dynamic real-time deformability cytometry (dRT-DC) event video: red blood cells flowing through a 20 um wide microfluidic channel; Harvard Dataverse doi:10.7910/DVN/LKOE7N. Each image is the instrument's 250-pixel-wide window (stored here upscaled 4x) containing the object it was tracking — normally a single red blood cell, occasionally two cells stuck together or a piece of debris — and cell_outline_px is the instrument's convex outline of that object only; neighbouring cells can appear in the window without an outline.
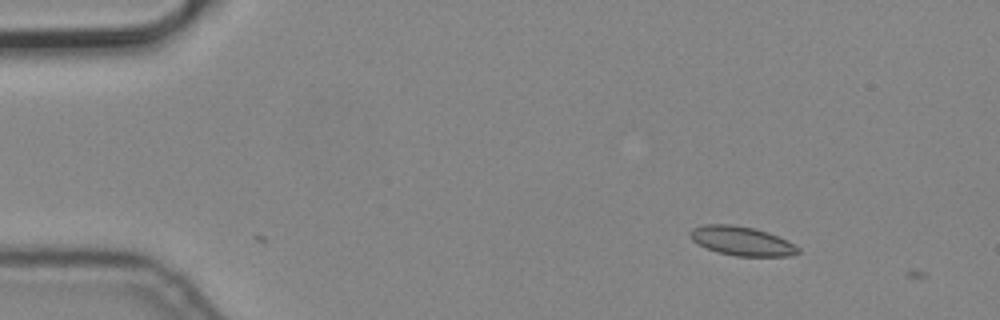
{"species": "common noctule bat (a hibernating species)", "species_latin": "Nyctalus noctula", "temperature_condition": "cold", "stored_images_in_passage": 5, "camera_frame_rate_fps": 3000, "um_per_image_px": 0.085, "animal": {"sex": "male", "body_mass_g": 19.2, "forearm_length_mm": 51.8}, "frame": {"image": 1, "passage_image": 3, "time_ms": 0.667, "image_size_px": [1000, 320], "cell_outline_px": [[800, 252], [788, 256], [736, 256], [716, 252], [692, 240], [688, 236], [688, 232], [692, 228], [704, 224], [732, 224], [752, 228], [768, 232], [800, 248]], "centroid_in_image_um": [62.99, 20.48], "position_along_channel_um": 22.0, "area_um2": 18.15}}